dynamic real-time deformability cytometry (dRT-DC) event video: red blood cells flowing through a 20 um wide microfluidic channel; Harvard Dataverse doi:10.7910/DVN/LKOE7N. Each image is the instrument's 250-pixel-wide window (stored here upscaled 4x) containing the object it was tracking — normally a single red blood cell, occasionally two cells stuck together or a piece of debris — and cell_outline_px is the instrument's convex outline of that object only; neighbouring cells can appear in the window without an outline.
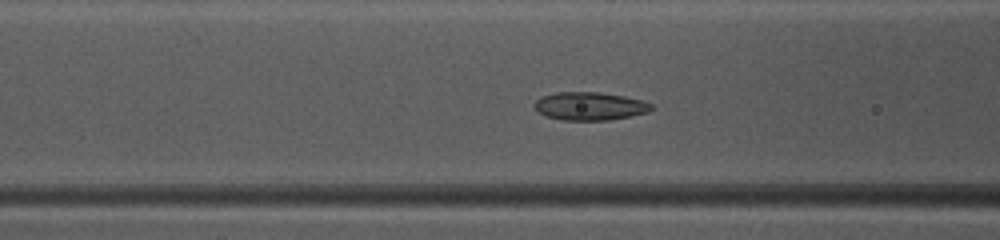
{"species": "common noctule bat (a hibernating species)", "species_latin": "Nyctalus noctula", "temperature_condition": "warm", "stored_images_in_passage": 38, "camera_frame_rate_fps": 3000, "um_per_image_px": 0.085, "animal": {"sex": "female", "body_mass_g": 10.0, "forearm_length_mm": 53.1}, "frame": {"image": 1, "passage_image": 8, "time_ms": 2.333, "image_size_px": [1000, 240], "cell_outline_px": [[652, 108], [648, 112], [608, 120], [564, 120], [548, 116], [540, 112], [532, 104], [540, 96], [556, 92], [600, 92], [624, 96], [640, 100], [652, 104]], "centroid_in_image_um": [50.1, 9.01], "position_along_channel_um": 116.5, "area_um2": 18.96}}
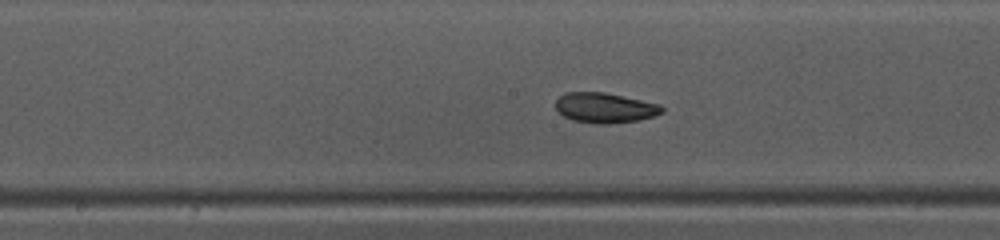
{"frame": {"image": 2, "passage_image": 14, "time_ms": 4.333, "image_size_px": [1000, 240], "cell_outline_px": [[664, 112], [656, 116], [636, 120], [608, 124], [596, 124], [572, 120], [564, 116], [556, 108], [556, 100], [564, 92], [604, 92], [660, 104], [664, 108]], "centroid_in_image_um": [51.43, 9.16], "position_along_channel_um": 196.8, "area_um2": 18.67}}
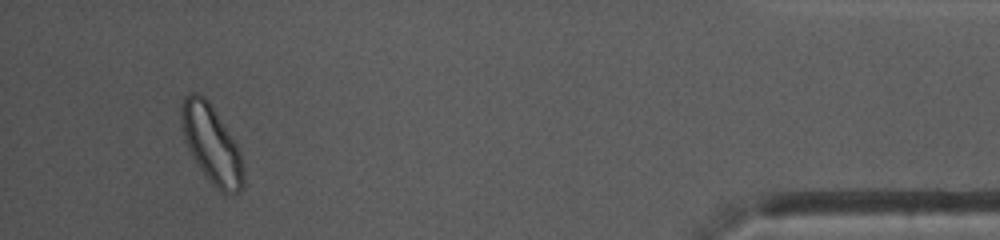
{"frame": {"image": 3, "passage_image": 35, "time_ms": 11.333, "image_size_px": [1000, 240], "cell_outline_px": [[244, 184], [240, 192], [220, 192], [208, 180], [192, 156], [188, 148], [184, 136], [180, 120], [180, 104], [184, 96], [188, 92], [196, 92], [204, 96], [208, 100], [216, 112], [236, 144], [240, 152], [244, 168]], "centroid_in_image_um": [17.96, 12.23], "position_along_channel_um": 417.2, "area_um2": 28.21}, "authors_computed_cell_mechanics": {"area_um2": 19.4786, "velocity_mm_per_s": 3.9977, "shape_relaxation_time_tau1_ms": 5.5348, "shape_relaxation_time_tau2_ms": 9.1395, "deformation_change_tau1": 0.107, "deformation_change_tau2": 0.1027}}